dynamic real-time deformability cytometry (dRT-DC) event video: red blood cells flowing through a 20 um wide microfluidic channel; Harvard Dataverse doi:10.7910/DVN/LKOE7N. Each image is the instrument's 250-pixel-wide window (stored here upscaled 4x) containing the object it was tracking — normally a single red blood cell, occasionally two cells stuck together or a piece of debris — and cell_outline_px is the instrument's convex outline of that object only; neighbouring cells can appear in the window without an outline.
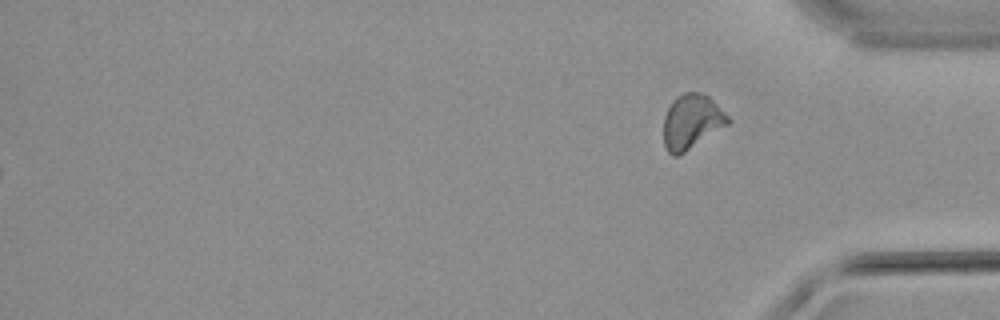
{"species": "common noctule bat (a hibernating species)", "species_latin": "Nyctalus noctula", "temperature_condition": "warm", "stored_images_in_passage": 44, "camera_frame_rate_fps": 3000, "um_per_image_px": 0.085, "animal": {"sex": "male", "body_mass_g": 21.5, "forearm_length_mm": 52.0}, "frame": {"image": 1, "passage_image": 44, "time_ms": 14.333, "image_size_px": [1000, 320], "cell_outline_px": [[732, 120], [728, 124], [684, 152], [676, 156], [672, 156], [668, 152], [664, 144], [664, 116], [672, 100], [676, 96], [684, 92], [700, 92], [708, 96]], "centroid_in_image_um": [58.77, 10.32], "position_along_channel_um": 376.4, "area_um2": 20.23}}